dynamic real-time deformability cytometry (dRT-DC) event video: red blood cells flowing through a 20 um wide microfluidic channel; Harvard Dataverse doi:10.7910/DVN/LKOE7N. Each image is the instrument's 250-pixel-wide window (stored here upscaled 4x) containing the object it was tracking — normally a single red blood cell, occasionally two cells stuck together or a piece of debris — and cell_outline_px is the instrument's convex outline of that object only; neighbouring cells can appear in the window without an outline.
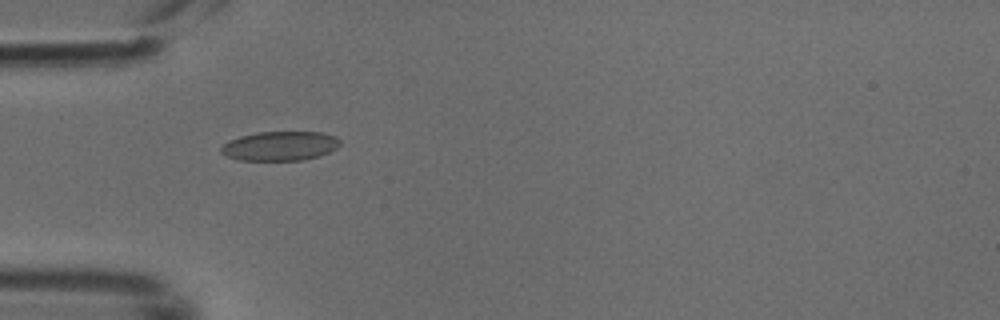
{"species": "common noctule bat (a hibernating species)", "species_latin": "Nyctalus noctula", "temperature_condition": "cold", "stored_images_in_passage": 4, "camera_frame_rate_fps": 3000, "um_per_image_px": 0.085, "animal": {"sex": "male", "body_mass_g": 18.8}, "frame": {"image": 1, "passage_image": 3, "time_ms": 0.667, "image_size_px": [1000, 320], "cell_outline_px": [[340, 144], [336, 148], [320, 156], [300, 160], [236, 160], [220, 152], [220, 148], [228, 140], [240, 136], [256, 132], [320, 132], [336, 136], [340, 140]], "centroid_in_image_um": [23.78, 12.4], "position_along_channel_um": 61.2, "area_um2": 20.35}}
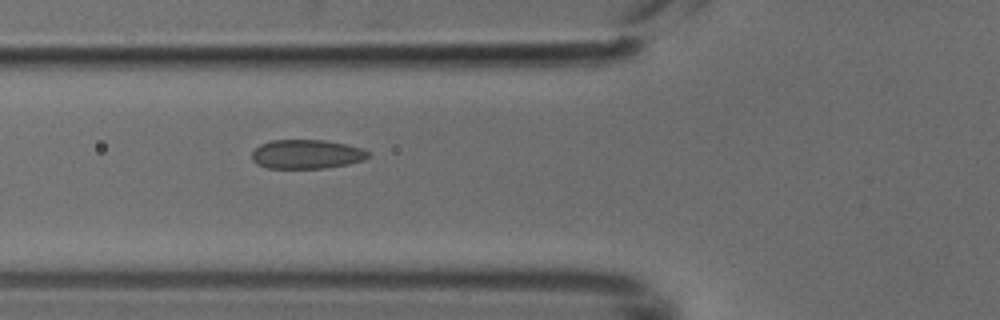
{"frame": {"image": 2, "passage_image": 4, "time_ms": 1.0, "image_size_px": [1000, 320], "cell_outline_px": [[368, 156], [364, 160], [348, 164], [324, 168], [268, 168], [256, 164], [252, 160], [252, 152], [260, 144], [272, 140], [324, 140], [364, 148], [368, 152]], "centroid_in_image_um": [26.05, 13.11], "position_along_channel_um": 99.8, "area_um2": 19.71}}